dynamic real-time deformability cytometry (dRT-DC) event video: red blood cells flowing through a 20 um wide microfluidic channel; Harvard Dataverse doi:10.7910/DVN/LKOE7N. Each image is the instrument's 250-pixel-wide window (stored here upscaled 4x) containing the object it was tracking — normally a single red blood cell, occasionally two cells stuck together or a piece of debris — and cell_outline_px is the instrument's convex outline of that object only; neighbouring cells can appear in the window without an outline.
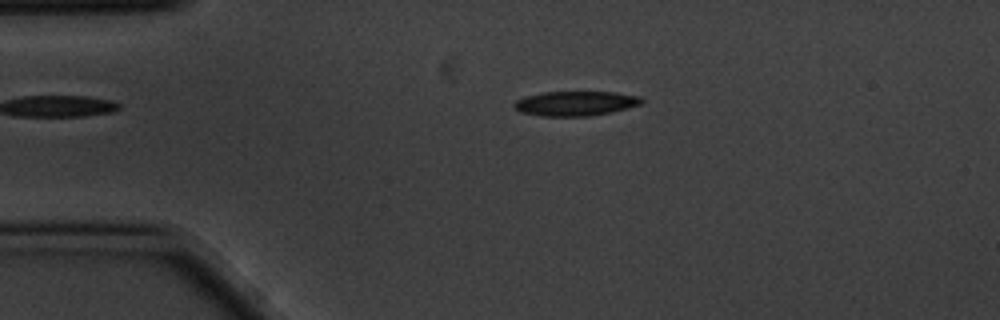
{"species": "common noctule bat (a hibernating species)", "species_latin": "Nyctalus noctula", "temperature_condition": "cold", "stored_images_in_passage": 3, "camera_frame_rate_fps": 3000, "um_per_image_px": 0.085, "animal": {"sex": "male", "body_mass_g": 20.1, "forearm_length_mm": 53.5}, "frame": {"image": 1, "passage_image": 2, "time_ms": 0.333, "image_size_px": [1000, 320], "cell_outline_px": [[644, 100], [640, 104], [608, 112], [588, 116], [540, 116], [520, 112], [512, 104], [516, 100], [540, 92], [616, 92], [640, 96]], "centroid_in_image_um": [48.88, 8.78], "position_along_channel_um": 36.1, "area_um2": 18.09}}